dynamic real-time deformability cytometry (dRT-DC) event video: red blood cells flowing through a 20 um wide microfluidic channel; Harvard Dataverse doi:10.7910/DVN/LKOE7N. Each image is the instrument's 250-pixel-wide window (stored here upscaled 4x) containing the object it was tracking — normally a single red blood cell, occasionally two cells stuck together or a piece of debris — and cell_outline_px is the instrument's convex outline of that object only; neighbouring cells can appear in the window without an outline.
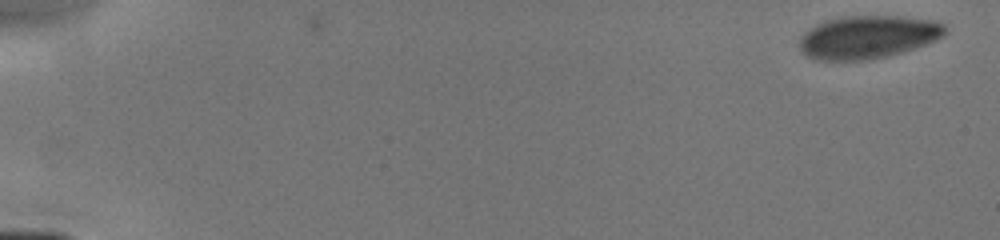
{"species": "human", "species_latin": "Homo sapiens", "temperature_condition": "cold", "stored_images_in_passage": 21, "camera_frame_rate_fps": 3000, "um_per_image_px": 0.085, "donor": {"sex": "male"}, "frame": {"image": 1, "passage_image": 1, "time_ms": 0.0, "image_size_px": [1000, 240], "cell_outline_px": [[948, 32], [944, 36], [936, 40], [904, 52], [888, 56], [864, 60], [816, 60], [800, 52], [800, 36], [808, 28], [824, 20], [840, 16], [900, 16], [932, 20], [944, 24]], "centroid_in_image_um": [73.76, 3.14], "position_along_channel_um": 11.2, "area_um2": 36.88}}
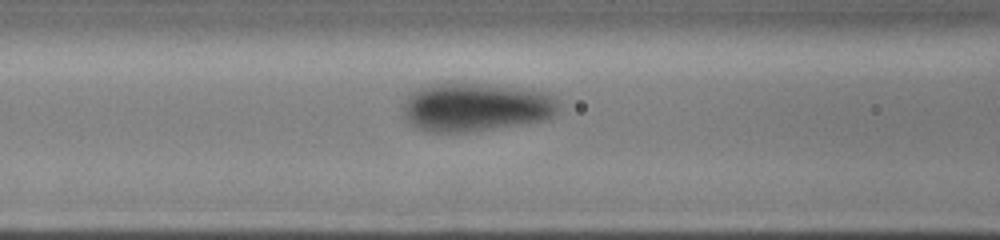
{"frame": {"image": 2, "passage_image": 15, "time_ms": 6.667, "image_size_px": [1000, 240], "cell_outline_px": [[556, 112], [552, 116], [544, 120], [488, 128], [456, 132], [432, 132], [420, 128], [412, 124], [404, 116], [404, 96], [416, 88], [428, 84], [448, 80], [460, 80], [532, 88], [548, 92], [556, 100]], "centroid_in_image_um": [40.38, 9.0], "position_along_channel_um": 126.2, "area_um2": 44.85}}
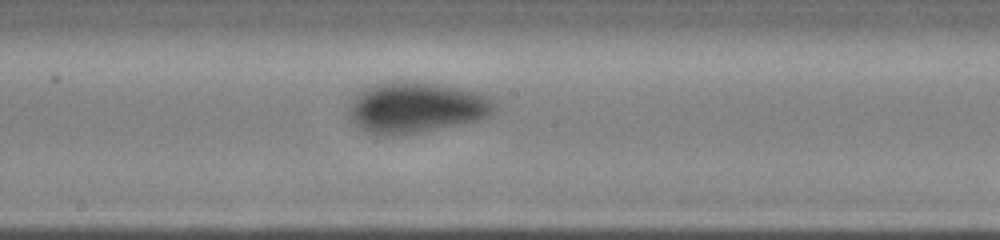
{"frame": {"image": 3, "passage_image": 21, "time_ms": 8.667, "image_size_px": [1000, 240], "cell_outline_px": [[500, 100], [496, 108], [488, 116], [476, 120], [416, 132], [368, 132], [360, 128], [352, 120], [348, 112], [348, 100], [360, 88], [380, 80], [420, 80], [444, 84], [464, 88], [480, 92], [492, 96]], "centroid_in_image_um": [35.38, 9.01], "position_along_channel_um": 212.8, "area_um2": 43.87}}